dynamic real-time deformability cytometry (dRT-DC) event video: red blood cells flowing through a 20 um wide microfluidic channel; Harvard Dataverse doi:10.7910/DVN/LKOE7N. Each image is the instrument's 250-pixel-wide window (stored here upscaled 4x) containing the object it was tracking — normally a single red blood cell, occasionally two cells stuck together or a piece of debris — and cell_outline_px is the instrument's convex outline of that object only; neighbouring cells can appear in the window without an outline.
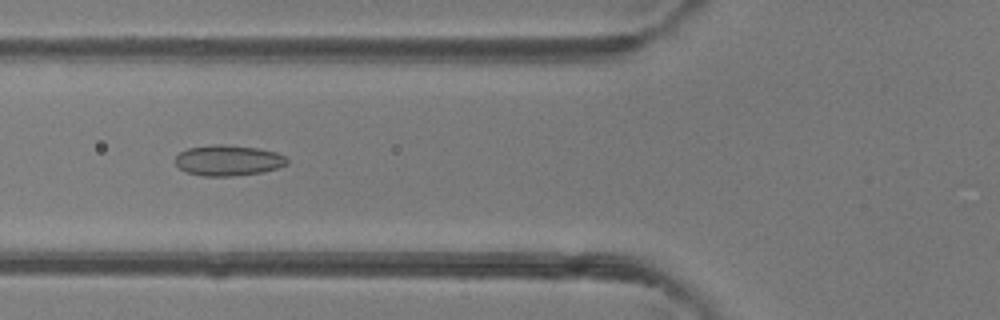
{"species": "common noctule bat (a hibernating species)", "species_latin": "Nyctalus noctula", "temperature_condition": "room temperature", "stored_images_in_passage": 47, "camera_frame_rate_fps": 3000, "um_per_image_px": 0.085, "animal": {"sex": "female"}, "frame": {"image": 1, "passage_image": 18, "time_ms": 5.667, "image_size_px": [1000, 320], "cell_outline_px": [[288, 164], [264, 172], [232, 176], [204, 176], [184, 172], [176, 164], [176, 156], [180, 152], [188, 148], [216, 144], [220, 144], [260, 148], [276, 152], [288, 156]], "centroid_in_image_um": [19.43, 13.63], "position_along_channel_um": 106.4, "area_um2": 20.11}}
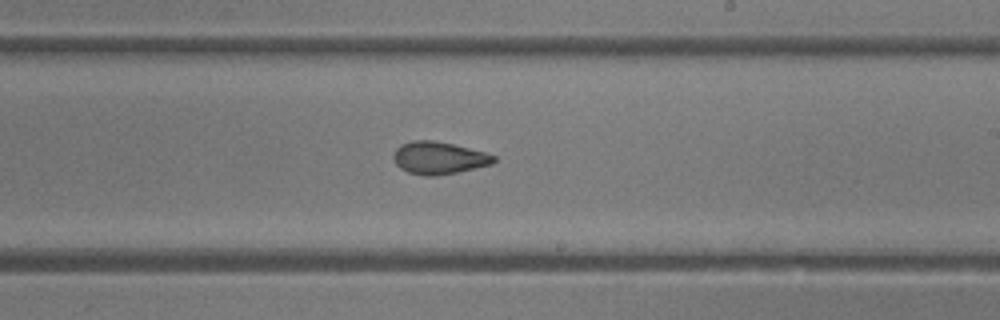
{"frame": {"image": 2, "passage_image": 28, "time_ms": 9.0, "image_size_px": [1000, 320], "cell_outline_px": [[496, 160], [492, 164], [456, 172], [436, 176], [424, 176], [408, 172], [400, 168], [396, 164], [392, 156], [396, 148], [400, 144], [412, 140], [432, 140], [452, 144], [484, 152], [496, 156]], "centroid_in_image_um": [37.26, 13.42], "position_along_channel_um": 251.7, "area_um2": 18.9}}
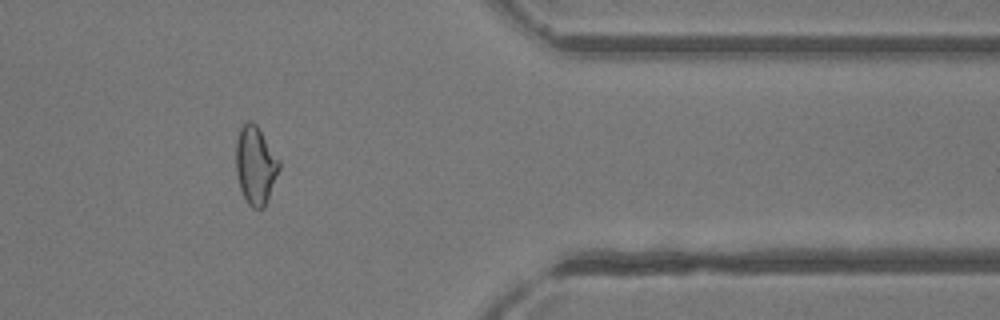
{"frame": {"image": 3, "passage_image": 39, "time_ms": 12.667, "image_size_px": [1000, 320], "cell_outline_px": [[280, 168], [264, 208], [252, 208], [248, 204], [240, 188], [236, 172], [236, 140], [240, 128], [248, 120], [252, 120], [256, 124], [280, 160]], "centroid_in_image_um": [21.71, 14.03], "position_along_channel_um": 389.7, "area_um2": 19.59}, "authors_computed_cell_mechanics": {"area_um2": 20.0566, "velocity_mm_per_s": 4.3469, "shape_relaxation_time_tau1_ms": null, "shape_relaxation_time_tau2_ms": 2.1703, "deformation_change_tau1": null, "deformation_change_tau2": 0.0791}}